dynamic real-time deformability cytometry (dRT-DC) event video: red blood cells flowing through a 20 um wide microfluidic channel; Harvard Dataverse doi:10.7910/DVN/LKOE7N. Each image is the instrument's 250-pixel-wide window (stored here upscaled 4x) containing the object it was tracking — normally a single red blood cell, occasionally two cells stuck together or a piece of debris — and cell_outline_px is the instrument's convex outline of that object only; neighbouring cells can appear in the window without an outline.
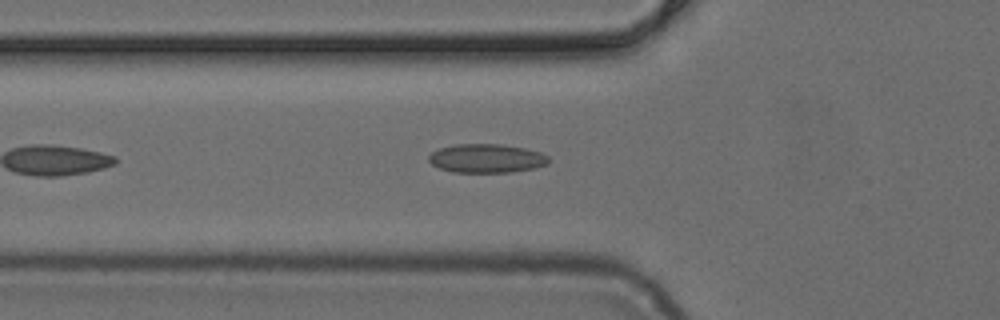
{"species": "common noctule bat (a hibernating species)", "species_latin": "Nyctalus noctula", "temperature_condition": "cold", "stored_images_in_passage": 35, "camera_frame_rate_fps": 3000, "um_per_image_px": 0.085, "animal": {"sex": "female", "body_mass_g": 24.6, "forearm_length_mm": 56.2}, "frame": {"image": 1, "passage_image": 6, "time_ms": 1.667, "image_size_px": [1000, 320], "cell_outline_px": [[548, 164], [532, 168], [512, 172], [452, 172], [440, 168], [432, 164], [428, 160], [428, 156], [432, 152], [440, 148], [456, 144], [500, 144], [524, 148], [540, 152], [548, 156]], "centroid_in_image_um": [41.34, 13.46], "position_along_channel_um": 84.5, "area_um2": 20.0}}
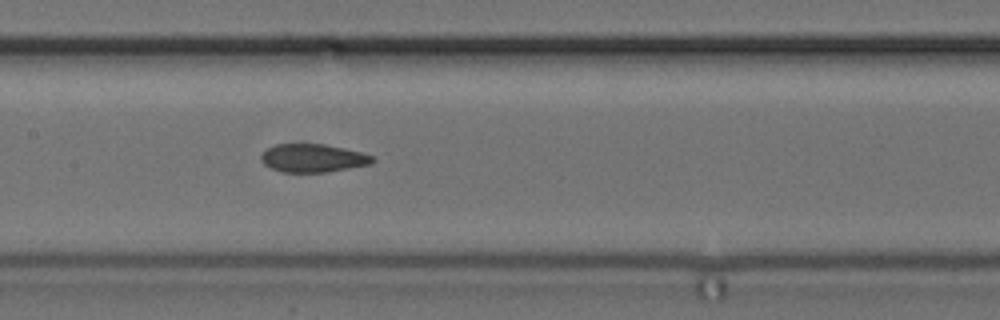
{"frame": {"image": 2, "passage_image": 13, "time_ms": 4.0, "image_size_px": [1000, 320], "cell_outline_px": [[376, 160], [372, 164], [324, 172], [284, 172], [272, 168], [264, 164], [260, 160], [260, 156], [268, 148], [276, 144], [324, 144], [344, 148], [360, 152], [372, 156]], "centroid_in_image_um": [26.6, 13.43], "position_along_channel_um": 180.8, "area_um2": 18.15}}
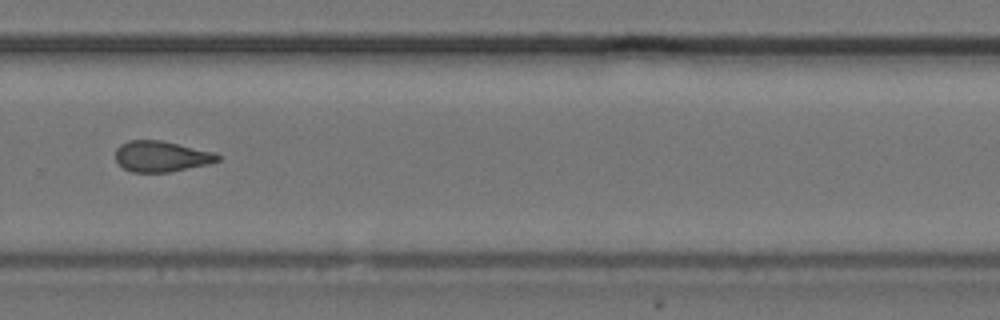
{"frame": {"image": 3, "passage_image": 23, "time_ms": 7.333, "image_size_px": [1000, 320], "cell_outline_px": [[220, 160], [208, 164], [168, 172], [132, 172], [124, 168], [116, 160], [116, 148], [120, 144], [128, 140], [160, 140], [216, 152], [220, 156]], "centroid_in_image_um": [13.72, 13.28], "position_along_channel_um": 316.1, "area_um2": 18.32}}